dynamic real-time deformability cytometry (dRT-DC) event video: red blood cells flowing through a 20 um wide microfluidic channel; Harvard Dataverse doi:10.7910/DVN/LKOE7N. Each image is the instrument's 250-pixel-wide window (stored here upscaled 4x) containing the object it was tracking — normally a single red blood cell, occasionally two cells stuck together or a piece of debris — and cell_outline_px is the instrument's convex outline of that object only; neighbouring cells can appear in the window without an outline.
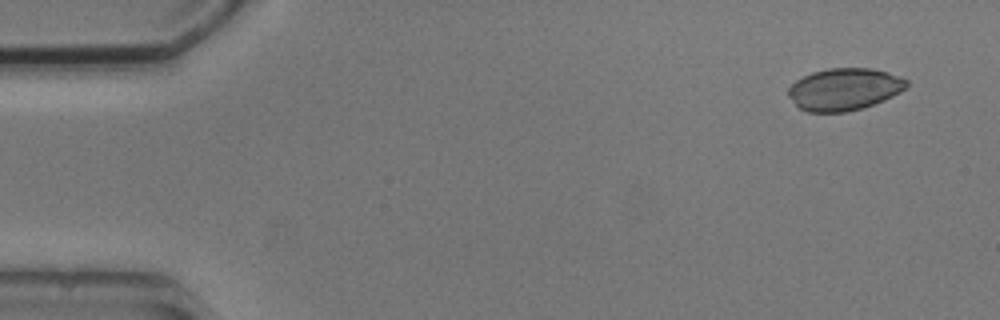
{"species": "common noctule bat (a hibernating species)", "species_latin": "Nyctalus noctula", "temperature_condition": "cold", "stored_images_in_passage": 5, "camera_frame_rate_fps": 3000, "um_per_image_px": 0.085, "animal": {"sex": "male", "body_mass_g": 20.5, "forearm_length_mm": 52.5}, "frame": {"image": 1, "passage_image": 1, "time_ms": 0.0, "image_size_px": [1000, 320], "cell_outline_px": [[908, 84], [900, 92], [884, 100], [860, 108], [844, 112], [808, 112], [800, 108], [788, 96], [788, 88], [796, 80], [812, 72], [828, 68], [872, 68], [888, 72], [900, 76], [908, 80]], "centroid_in_image_um": [71.76, 7.57], "position_along_channel_um": 13.2, "area_um2": 28.9}}
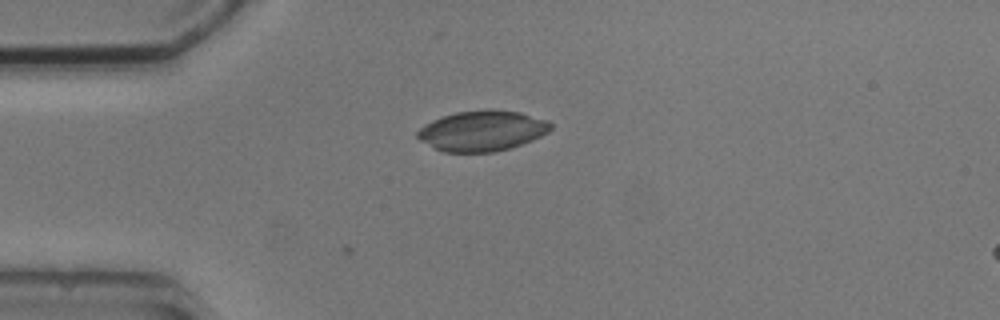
{"frame": {"image": 2, "passage_image": 4, "time_ms": 3.333, "image_size_px": [1000, 320], "cell_outline_px": [[552, 128], [548, 132], [532, 140], [512, 148], [496, 152], [444, 152], [420, 140], [416, 136], [416, 132], [424, 124], [432, 120], [456, 112], [484, 108], [492, 108], [520, 112], [548, 120], [552, 124]], "centroid_in_image_um": [41.01, 11.1], "position_along_channel_um": 44.0, "area_um2": 31.73}}